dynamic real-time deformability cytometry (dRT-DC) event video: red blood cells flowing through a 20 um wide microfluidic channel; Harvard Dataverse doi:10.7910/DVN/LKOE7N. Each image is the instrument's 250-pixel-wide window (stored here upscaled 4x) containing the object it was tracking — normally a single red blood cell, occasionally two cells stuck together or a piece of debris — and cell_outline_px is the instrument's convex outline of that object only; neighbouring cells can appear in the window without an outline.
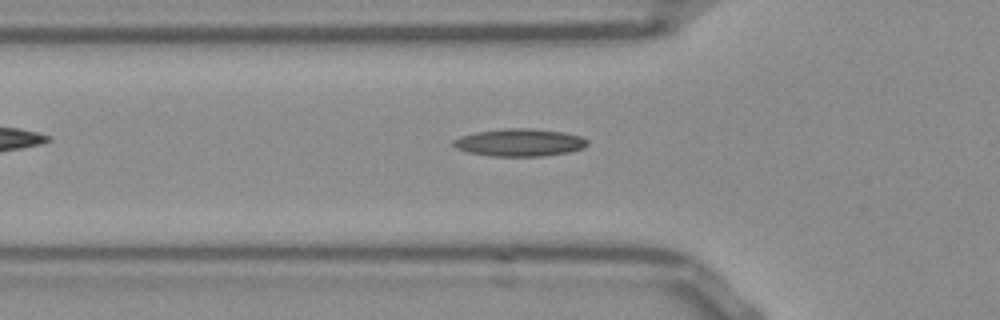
{"species": "Egyptian fruit bat (a non-hibernating species)", "species_latin": "Rousettus aegyptiacus", "temperature_condition": "room temperature", "stored_images_in_passage": 51, "camera_frame_rate_fps": 3000, "um_per_image_px": 0.085, "frame": {"image": 1, "passage_image": 16, "time_ms": 5.0, "image_size_px": [1000, 320], "cell_outline_px": [[588, 144], [584, 148], [568, 152], [544, 156], [492, 156], [468, 152], [456, 148], [452, 144], [452, 140], [460, 136], [476, 132], [504, 128], [532, 128], [564, 132], [580, 136], [588, 140]], "centroid_in_image_um": [44.16, 12.11], "position_along_channel_um": 81.6, "area_um2": 21.62}}
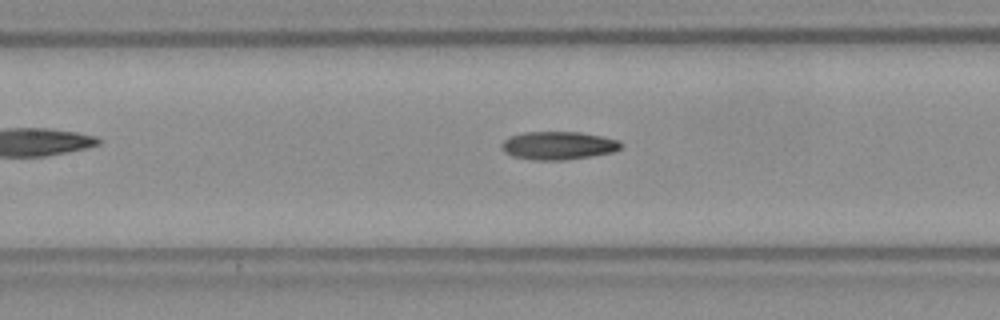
{"frame": {"image": 2, "passage_image": 22, "time_ms": 7.0, "image_size_px": [1000, 320], "cell_outline_px": [[624, 144], [616, 152], [592, 156], [564, 160], [536, 160], [512, 156], [504, 152], [500, 148], [500, 144], [504, 140], [512, 136], [524, 132], [580, 132], [604, 136], [620, 140]], "centroid_in_image_um": [47.5, 12.37], "position_along_channel_um": 159.9, "area_um2": 19.83}}
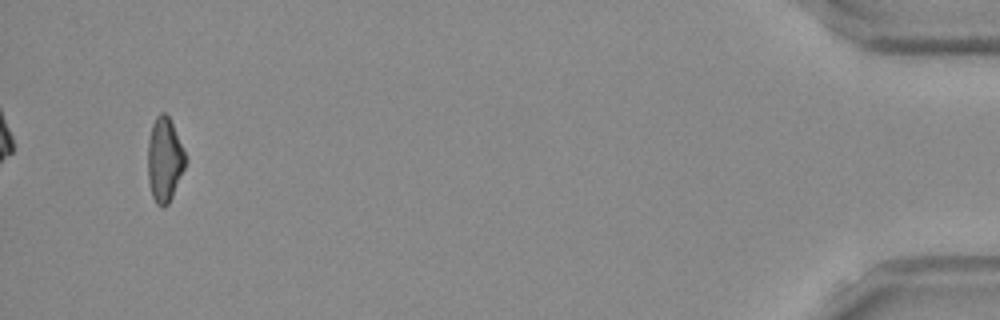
{"frame": {"image": 3, "passage_image": 49, "time_ms": 16.0, "image_size_px": [1000, 320], "cell_outline_px": [[188, 160], [172, 196], [168, 204], [156, 204], [152, 196], [148, 180], [148, 140], [152, 124], [156, 116], [160, 112], [164, 112], [168, 116], [172, 124]], "centroid_in_image_um": [13.98, 13.55], "position_along_channel_um": 421.2, "area_um2": 18.26}, "authors_computed_cell_mechanics": {"area_um2": 19.0162, "velocity_mm_per_s": 3.8484, "shape_relaxation_time_tau1_ms": null, "shape_relaxation_time_tau2_ms": 3.5563, "deformation_change_tau1": null, "deformation_change_tau2": 0.1218}}